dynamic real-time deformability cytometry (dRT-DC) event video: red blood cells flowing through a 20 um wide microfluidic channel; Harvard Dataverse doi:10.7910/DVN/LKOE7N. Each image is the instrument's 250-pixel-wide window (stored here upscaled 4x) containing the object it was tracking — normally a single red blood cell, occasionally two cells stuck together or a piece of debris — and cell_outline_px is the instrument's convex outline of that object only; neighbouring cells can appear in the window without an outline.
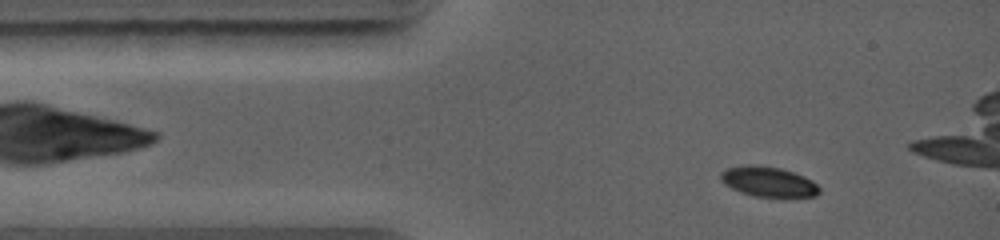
{"species": "common noctule bat (a hibernating species)", "species_latin": "Nyctalus noctula", "temperature_condition": "warm", "stored_images_in_passage": 5, "camera_frame_rate_fps": 5000, "um_per_image_px": 0.085, "animal": {"sex": "female", "body_mass_g": 19.0, "forearm_length_mm": 56.7}, "frame": {"image": 1, "passage_image": 2, "time_ms": 0.8, "image_size_px": [1000, 240], "cell_outline_px": [[820, 192], [816, 196], [752, 196], [740, 192], [724, 184], [720, 180], [720, 172], [728, 168], [744, 164], [756, 164], [780, 168], [804, 176], [812, 180], [820, 188]], "centroid_in_image_um": [65.27, 15.42], "position_along_channel_um": 19.7, "area_um2": 17.28}}
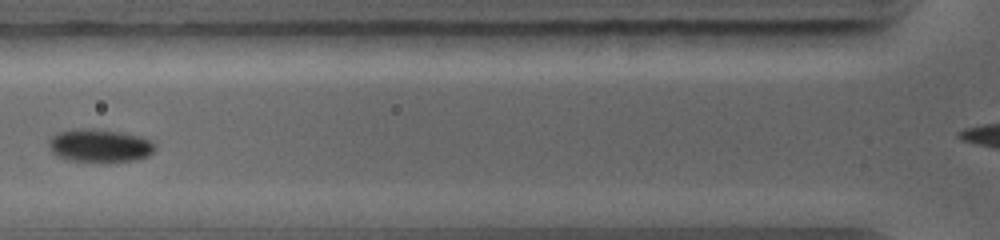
{"frame": {"image": 2, "passage_image": 5, "time_ms": 3.6, "image_size_px": [1000, 240], "cell_outline_px": [[156, 148], [148, 156], [136, 160], [72, 160], [56, 156], [48, 148], [48, 140], [56, 132], [72, 128], [92, 128], [124, 132], [140, 136], [152, 140], [156, 144]], "centroid_in_image_um": [8.46, 12.33], "position_along_channel_um": 117.3, "area_um2": 20.52}}